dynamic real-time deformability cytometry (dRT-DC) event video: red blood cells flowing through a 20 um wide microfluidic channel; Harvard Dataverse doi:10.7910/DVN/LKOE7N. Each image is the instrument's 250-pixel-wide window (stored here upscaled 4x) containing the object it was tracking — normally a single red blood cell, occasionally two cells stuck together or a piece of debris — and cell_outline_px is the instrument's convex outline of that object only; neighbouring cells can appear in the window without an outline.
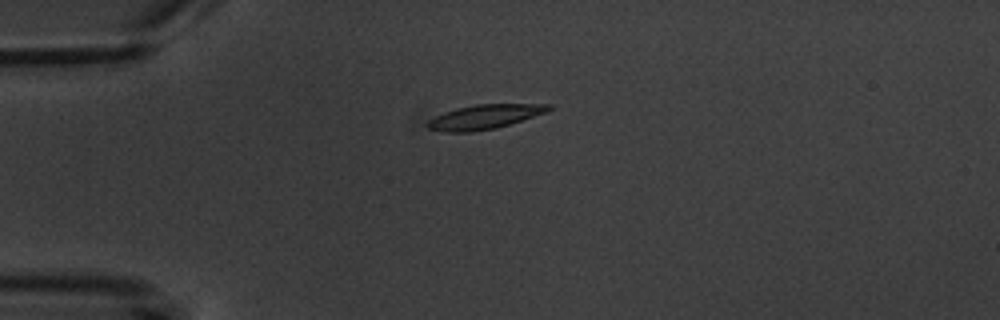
{"species": "common noctule bat (a hibernating species)", "species_latin": "Nyctalus noctula", "temperature_condition": "warm", "stored_images_in_passage": 12, "camera_frame_rate_fps": 3000, "um_per_image_px": 0.085, "animal": {"sex": "male", "body_mass_g": 20.1, "forearm_length_mm": 53.5}, "frame": {"image": 1, "passage_image": 1, "time_ms": 0.0, "image_size_px": [1000, 320], "cell_outline_px": [[552, 108], [548, 112], [496, 128], [472, 132], [444, 132], [428, 128], [424, 124], [428, 120], [444, 112], [456, 108], [476, 104], [552, 104]], "centroid_in_image_um": [41.17, 9.93], "position_along_channel_um": 43.8, "area_um2": 17.28}}
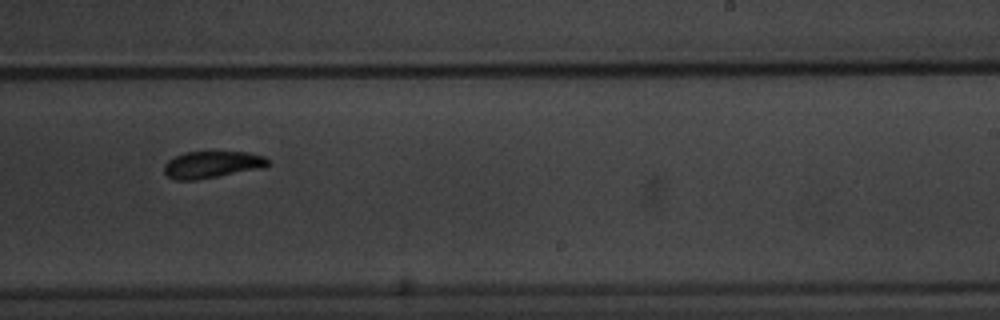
{"frame": {"image": 2, "passage_image": 7, "time_ms": 7.0, "image_size_px": [1000, 320], "cell_outline_px": [[272, 164], [264, 168], [196, 180], [176, 180], [168, 176], [164, 172], [164, 164], [168, 160], [184, 152], [248, 152], [264, 156], [272, 160]], "centroid_in_image_um": [18.09, 13.99], "position_along_channel_um": 270.9, "area_um2": 16.47}}
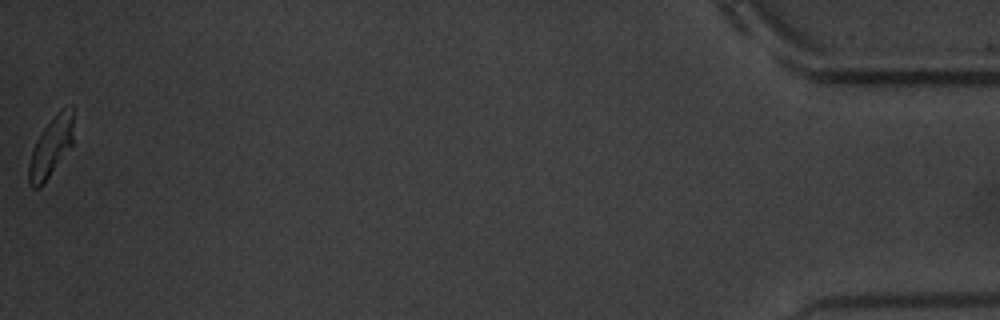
{"frame": {"image": 3, "passage_image": 12, "time_ms": 14.0, "image_size_px": [1000, 320], "cell_outline_px": [[72, 144], [40, 188], [32, 188], [28, 184], [28, 164], [36, 140], [44, 128], [56, 112], [60, 108], [72, 108]], "centroid_in_image_um": [4.29, 12.53], "position_along_channel_um": 430.9, "area_um2": 15.14}, "authors_computed_cell_mechanics": {"area_um2": 16.6753, "velocity_mm_per_s": 3.5957, "shape_relaxation_time_tau1_ms": 2.1319, "shape_relaxation_time_tau2_ms": 2.928, "deformation_change_tau1": 0.1376, "deformation_change_tau2": 0.0884}}